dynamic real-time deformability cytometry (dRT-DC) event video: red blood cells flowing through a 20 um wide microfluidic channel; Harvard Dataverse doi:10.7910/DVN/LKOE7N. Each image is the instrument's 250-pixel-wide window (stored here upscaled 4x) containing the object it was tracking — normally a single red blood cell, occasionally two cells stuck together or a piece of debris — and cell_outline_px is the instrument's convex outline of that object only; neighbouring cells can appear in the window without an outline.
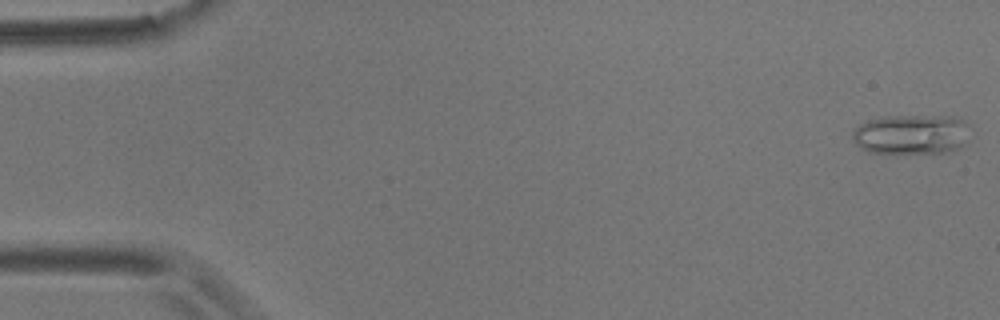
{"species": "common noctule bat (a hibernating species)", "species_latin": "Nyctalus noctula", "temperature_condition": "room temperature", "stored_images_in_passage": 17, "camera_frame_rate_fps": 3000, "um_per_image_px": 0.085, "animal": {"sex": "male", "body_mass_g": 17.9}, "frame": {"image": 1, "passage_image": 1, "time_ms": 0.0, "image_size_px": [1000, 320], "cell_outline_px": [[968, 124], [964, 144], [960, 148], [948, 152], [868, 152], [860, 148], [852, 140], [852, 132], [860, 124], [868, 120], [884, 116], [956, 116], [964, 120]], "centroid_in_image_um": [77.45, 11.4], "position_along_channel_um": 7.6, "area_um2": 27.17}}